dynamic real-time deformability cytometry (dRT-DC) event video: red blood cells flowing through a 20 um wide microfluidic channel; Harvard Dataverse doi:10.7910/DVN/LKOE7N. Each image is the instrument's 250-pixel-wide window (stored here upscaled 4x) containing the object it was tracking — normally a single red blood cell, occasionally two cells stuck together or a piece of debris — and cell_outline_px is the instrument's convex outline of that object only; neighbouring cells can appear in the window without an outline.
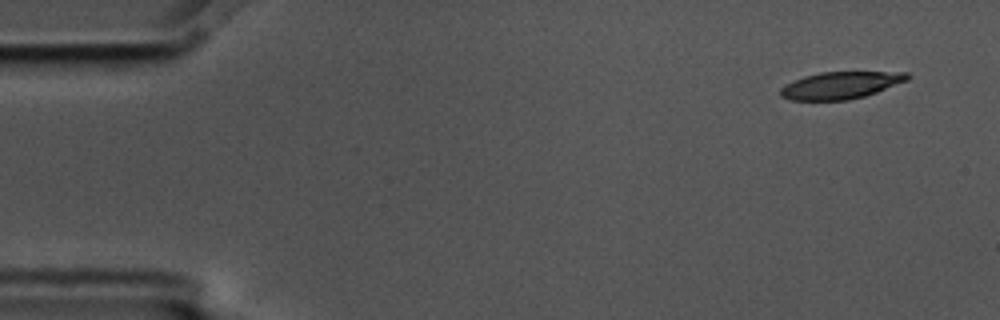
{"species": "common noctule bat (a hibernating species)", "species_latin": "Nyctalus noctula", "temperature_condition": "cold", "stored_images_in_passage": 5, "segment_of_instrument_passage": [2, 2], "camera_frame_rate_fps": 3000, "um_per_image_px": 0.085, "animal": {"sex": "male", "body_mass_g": 17.5, "forearm_length_mm": 52.3}, "frame": {"image": 1, "passage_image": 5, "time_ms": 1.333, "image_size_px": [1000, 320], "cell_outline_px": [[912, 76], [908, 80], [876, 92], [864, 96], [848, 100], [788, 100], [780, 96], [780, 88], [784, 84], [804, 76], [820, 72], [908, 72]], "centroid_in_image_um": [71.43, 7.24], "position_along_channel_um": 13.6, "area_um2": 20.11}}